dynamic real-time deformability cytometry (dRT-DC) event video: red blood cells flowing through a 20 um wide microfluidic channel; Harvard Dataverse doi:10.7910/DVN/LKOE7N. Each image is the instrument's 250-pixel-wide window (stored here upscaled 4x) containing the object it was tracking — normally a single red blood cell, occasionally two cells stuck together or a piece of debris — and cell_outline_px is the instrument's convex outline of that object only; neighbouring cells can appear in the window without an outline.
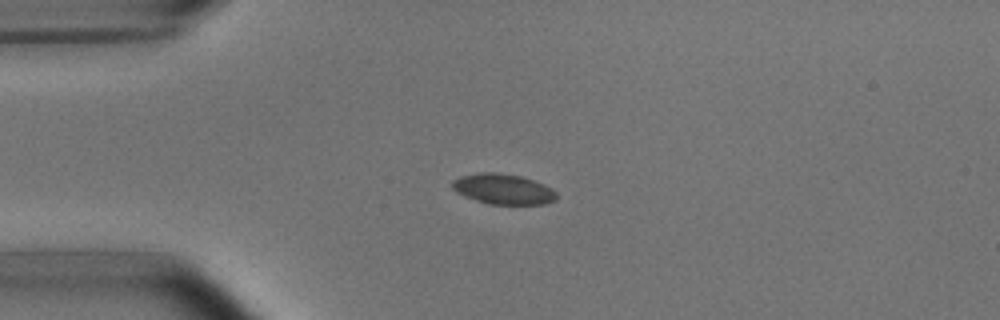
{"species": "common noctule bat (a hibernating species)", "species_latin": "Nyctalus noctula", "temperature_condition": "room temperature", "stored_images_in_passage": 12, "camera_frame_rate_fps": 3000, "um_per_image_px": 0.085, "animal": {"sex": "male", "body_mass_g": 15.6}, "frame": {"image": 1, "passage_image": 3, "time_ms": 3.333, "image_size_px": [1000, 320], "cell_outline_px": [[556, 200], [544, 204], [488, 204], [464, 196], [456, 192], [452, 188], [452, 180], [460, 176], [480, 172], [492, 172], [520, 176], [544, 184], [552, 188], [556, 192]], "centroid_in_image_um": [42.75, 16.07], "position_along_channel_um": 42.2, "area_um2": 18.44}}
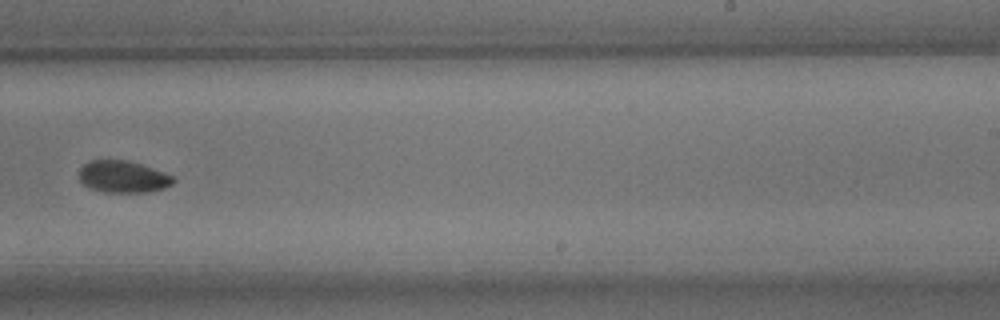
{"frame": {"image": 2, "passage_image": 9, "time_ms": 10.333, "image_size_px": [1000, 320], "cell_outline_px": [[176, 180], [172, 184], [164, 188], [148, 192], [104, 192], [88, 188], [80, 180], [80, 168], [88, 160], [128, 160], [152, 168], [172, 176]], "centroid_in_image_um": [10.44, 15.02], "position_along_channel_um": 278.6, "area_um2": 17.46}}
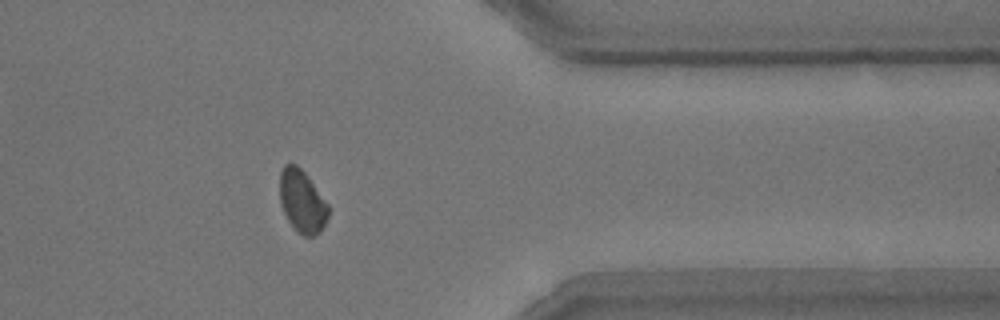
{"frame": {"image": 3, "passage_image": 12, "time_ms": 13.667, "image_size_px": [1000, 320], "cell_outline_px": [[328, 216], [320, 232], [312, 236], [304, 236], [288, 220], [280, 204], [280, 172], [284, 164], [296, 164], [304, 172], [328, 204]], "centroid_in_image_um": [25.67, 17.09], "position_along_channel_um": 385.7, "area_um2": 17.34}, "authors_computed_cell_mechanics": {"area_um2": 18.4093, "velocity_mm_per_s": 3.6652, "shape_relaxation_time_tau1_ms": 8.0664, "shape_relaxation_time_tau2_ms": null, "deformation_change_tau1": 0.164, "deformation_change_tau2": null}}